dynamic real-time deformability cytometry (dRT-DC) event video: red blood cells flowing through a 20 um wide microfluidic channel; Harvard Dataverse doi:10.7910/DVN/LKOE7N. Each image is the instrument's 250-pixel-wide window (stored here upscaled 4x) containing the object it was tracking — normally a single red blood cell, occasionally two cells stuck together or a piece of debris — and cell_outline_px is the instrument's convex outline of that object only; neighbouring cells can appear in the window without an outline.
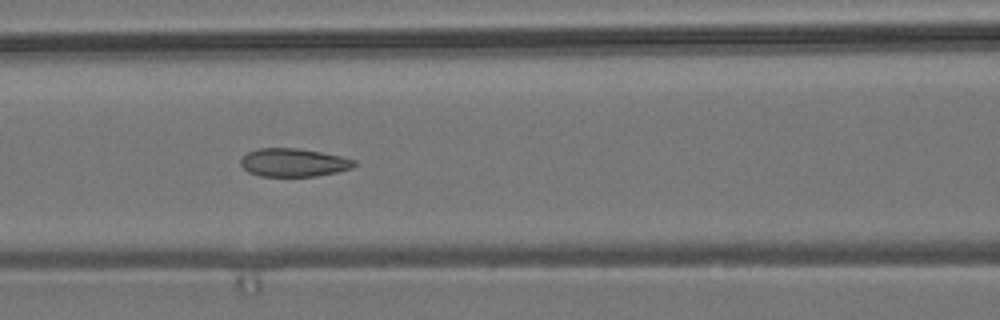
{"species": "common noctule bat (a hibernating species)", "species_latin": "Nyctalus noctula", "temperature_condition": "room temperature", "stored_images_in_passage": 23, "camera_frame_rate_fps": 3000, "um_per_image_px": 0.085, "animal": {"sex": "male", "body_mass_g": 19.2, "forearm_length_mm": 51.8}, "frame": {"image": 1, "passage_image": 18, "time_ms": 5.667, "image_size_px": [1000, 320], "cell_outline_px": [[356, 164], [352, 168], [336, 172], [316, 176], [260, 176], [248, 172], [240, 164], [240, 160], [248, 152], [260, 148], [296, 148], [320, 152], [340, 156], [356, 160]], "centroid_in_image_um": [24.95, 13.82], "position_along_channel_um": 141.7, "area_um2": 18.55}}
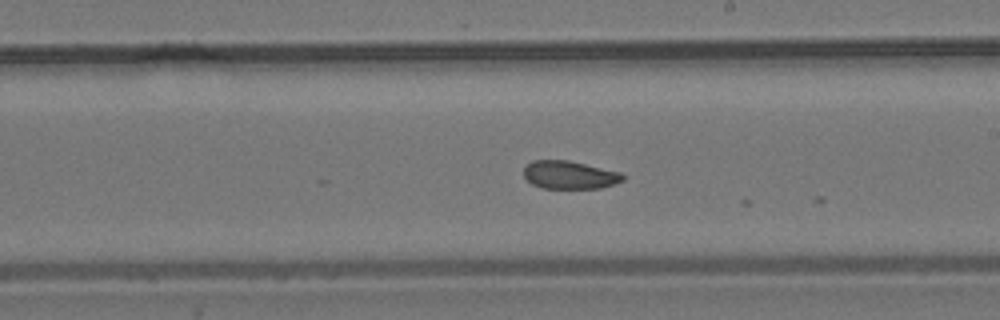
{"frame": {"image": 2, "passage_image": 22, "time_ms": 7.0, "image_size_px": [1000, 320], "cell_outline_px": [[624, 180], [600, 188], [540, 188], [532, 184], [524, 176], [524, 168], [532, 160], [568, 160], [620, 172], [624, 176]], "centroid_in_image_um": [48.39, 14.87], "position_along_channel_um": 240.6, "area_um2": 16.07}}